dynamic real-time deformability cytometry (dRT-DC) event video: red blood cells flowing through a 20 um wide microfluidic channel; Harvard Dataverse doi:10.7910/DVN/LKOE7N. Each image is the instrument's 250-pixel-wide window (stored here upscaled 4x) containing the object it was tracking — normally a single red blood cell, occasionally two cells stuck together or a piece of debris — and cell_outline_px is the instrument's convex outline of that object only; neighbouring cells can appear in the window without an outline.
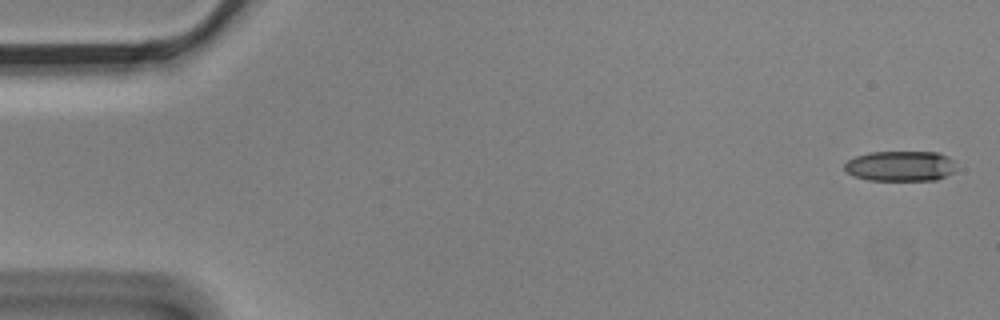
{"species": "Egyptian fruit bat (a non-hibernating species)", "species_latin": "Rousettus aegyptiacus", "temperature_condition": "cold", "stored_images_in_passage": 4, "camera_frame_rate_fps": 3000, "um_per_image_px": 0.085, "animal": {"sex": "male"}, "frame": {"image": 1, "passage_image": 1, "time_ms": 0.0, "image_size_px": [1000, 320], "cell_outline_px": [[956, 172], [936, 180], [868, 180], [852, 176], [844, 168], [844, 164], [848, 160], [856, 156], [868, 152], [936, 152], [948, 156], [956, 160]], "centroid_in_image_um": [76.58, 14.11], "position_along_channel_um": 8.4, "area_um2": 20.06}}